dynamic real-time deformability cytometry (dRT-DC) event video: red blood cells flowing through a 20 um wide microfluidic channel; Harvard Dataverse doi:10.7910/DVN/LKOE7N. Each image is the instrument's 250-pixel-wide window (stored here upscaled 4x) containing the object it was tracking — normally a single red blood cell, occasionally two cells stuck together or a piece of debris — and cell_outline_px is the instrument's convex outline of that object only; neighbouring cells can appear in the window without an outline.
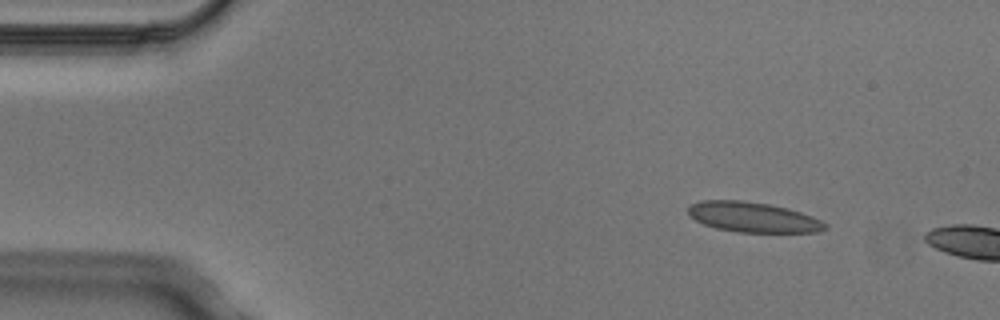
{"species": "Egyptian fruit bat (a non-hibernating species)", "species_latin": "Rousettus aegyptiacus", "temperature_condition": "cold", "stored_images_in_passage": 2, "camera_frame_rate_fps": 3000, "um_per_image_px": 0.085, "animal": {"sex": "male"}, "frame": {"image": 1, "passage_image": 1, "time_ms": 0.0, "image_size_px": [1000, 320], "cell_outline_px": [[828, 228], [820, 232], [736, 232], [716, 228], [704, 224], [688, 216], [688, 208], [692, 204], [700, 200], [740, 200], [768, 204], [788, 208], [812, 216], [828, 224]], "centroid_in_image_um": [64.01, 18.46], "position_along_channel_um": 21.0, "area_um2": 24.1}}